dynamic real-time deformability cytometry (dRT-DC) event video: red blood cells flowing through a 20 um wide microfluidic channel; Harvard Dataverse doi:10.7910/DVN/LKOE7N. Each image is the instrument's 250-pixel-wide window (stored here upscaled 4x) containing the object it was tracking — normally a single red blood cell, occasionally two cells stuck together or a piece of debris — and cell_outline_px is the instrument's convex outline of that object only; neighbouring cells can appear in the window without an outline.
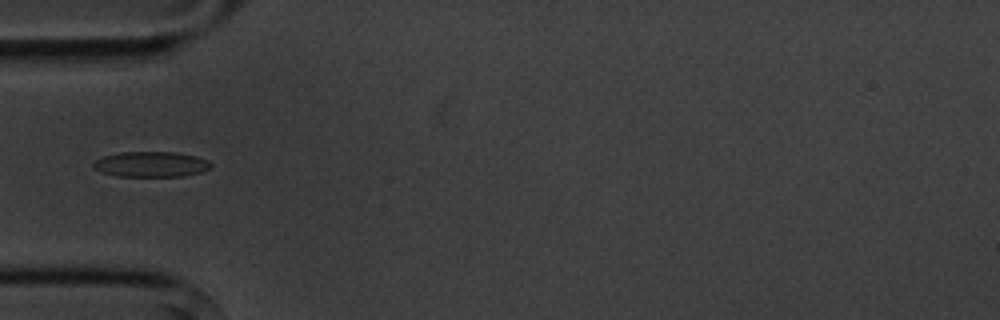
{"species": "common noctule bat (a hibernating species)", "species_latin": "Nyctalus noctula", "temperature_condition": "cold", "stored_images_in_passage": 7, "camera_frame_rate_fps": 3000, "um_per_image_px": 0.085, "animal": {"sex": "male", "body_mass_g": 20.1, "forearm_length_mm": 53.5}, "frame": {"image": 1, "passage_image": 4, "time_ms": 3.667, "image_size_px": [1000, 320], "cell_outline_px": [[212, 168], [204, 172], [184, 176], [116, 176], [100, 172], [92, 168], [92, 164], [96, 160], [104, 156], [120, 152], [176, 152], [196, 156], [208, 160], [212, 164]], "centroid_in_image_um": [12.87, 13.97], "position_along_channel_um": 72.1, "area_um2": 17.63}}
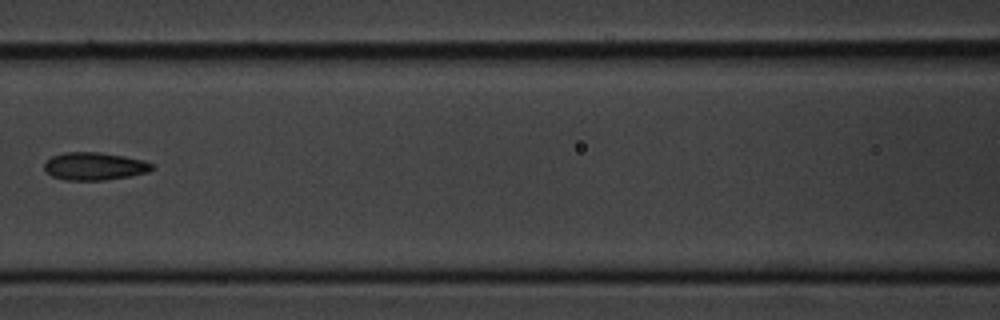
{"frame": {"image": 2, "passage_image": 6, "time_ms": 6.0, "image_size_px": [1000, 320], "cell_outline_px": [[152, 168], [148, 172], [128, 176], [104, 180], [64, 180], [52, 176], [44, 168], [44, 164], [52, 156], [64, 152], [100, 152], [124, 156], [144, 160], [152, 164]], "centroid_in_image_um": [8.01, 14.12], "position_along_channel_um": 158.6, "area_um2": 17.28}}
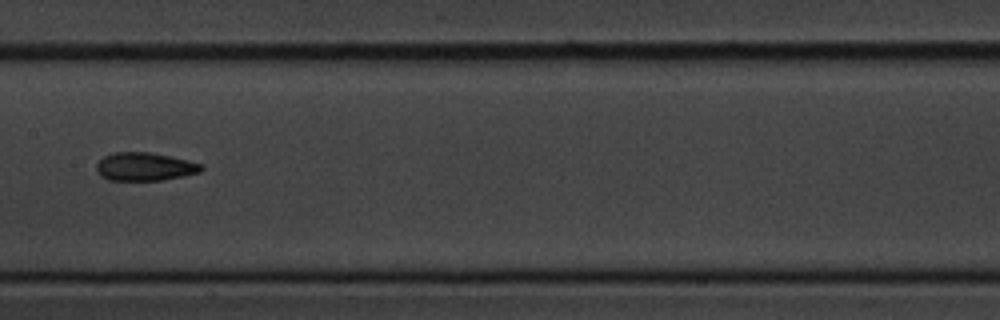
{"frame": {"image": 3, "passage_image": 7, "time_ms": 7.0, "image_size_px": [1000, 320], "cell_outline_px": [[204, 168], [200, 172], [184, 176], [160, 180], [108, 180], [100, 176], [96, 172], [96, 164], [104, 156], [112, 152], [148, 152], [172, 156], [204, 164]], "centroid_in_image_um": [12.31, 14.16], "position_along_channel_um": 195.1, "area_um2": 17.46}}